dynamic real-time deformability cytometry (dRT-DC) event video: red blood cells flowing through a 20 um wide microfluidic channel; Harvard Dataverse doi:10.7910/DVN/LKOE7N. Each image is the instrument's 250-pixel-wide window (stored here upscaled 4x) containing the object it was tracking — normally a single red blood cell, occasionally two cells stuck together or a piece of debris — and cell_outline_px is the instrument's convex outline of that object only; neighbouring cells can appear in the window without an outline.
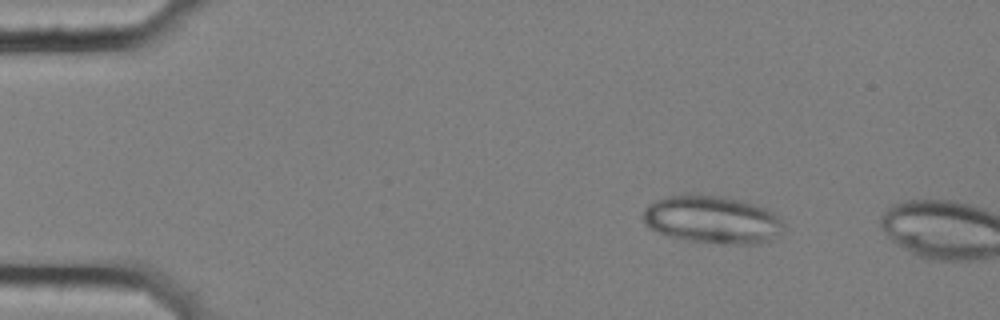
{"species": "common noctule bat (a hibernating species)", "species_latin": "Nyctalus noctula", "temperature_condition": "cold", "stored_images_in_passage": 13, "camera_frame_rate_fps": 3000, "um_per_image_px": 0.085, "animal": {"sex": "female", "body_mass_g": 25.1}, "frame": {"image": 1, "passage_image": 6, "time_ms": 1.667, "image_size_px": [1000, 320], "cell_outline_px": [[784, 224], [768, 240], [760, 244], [720, 244], [688, 240], [668, 236], [648, 228], [644, 224], [644, 208], [648, 204], [656, 200], [668, 196], [688, 192], [720, 196], [740, 200], [764, 208], [780, 216]], "centroid_in_image_um": [60.47, 18.65], "position_along_channel_um": 24.5, "area_um2": 39.19}}